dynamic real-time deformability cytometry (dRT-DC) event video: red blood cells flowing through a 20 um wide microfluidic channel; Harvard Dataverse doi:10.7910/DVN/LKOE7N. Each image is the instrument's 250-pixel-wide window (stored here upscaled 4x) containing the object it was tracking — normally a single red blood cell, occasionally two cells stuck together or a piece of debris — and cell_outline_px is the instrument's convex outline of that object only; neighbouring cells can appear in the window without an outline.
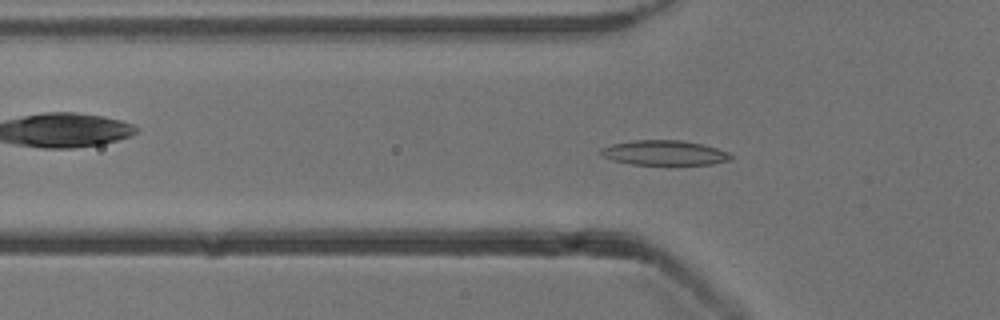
{"species": "common noctule bat (a hibernating species)", "species_latin": "Nyctalus noctula", "temperature_condition": "cold", "stored_images_in_passage": 11, "camera_frame_rate_fps": 3000, "um_per_image_px": 0.085, "animal": {"sex": "male", "body_mass_g": 13.3}, "frame": {"image": 1, "passage_image": 7, "time_ms": 2.0, "image_size_px": [1000, 320], "cell_outline_px": [[732, 160], [712, 164], [632, 164], [612, 160], [604, 156], [600, 152], [600, 148], [612, 144], [636, 140], [680, 140], [700, 144], [716, 148], [728, 152], [732, 156]], "centroid_in_image_um": [56.47, 12.99], "position_along_channel_um": 69.3, "area_um2": 18.55}}
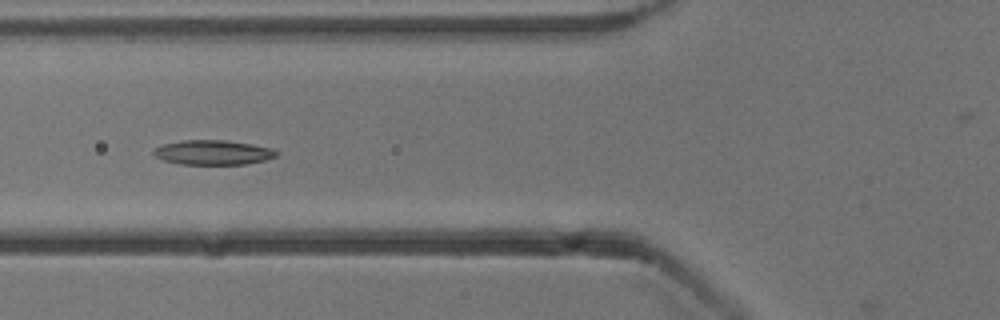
{"frame": {"image": 2, "passage_image": 10, "time_ms": 3.0, "image_size_px": [1000, 320], "cell_outline_px": [[280, 152], [276, 156], [264, 160], [244, 164], [180, 164], [164, 160], [156, 156], [152, 152], [156, 148], [164, 144], [184, 140], [224, 140], [252, 144], [272, 148]], "centroid_in_image_um": [18.14, 12.95], "position_along_channel_um": 107.7, "area_um2": 17.46}}